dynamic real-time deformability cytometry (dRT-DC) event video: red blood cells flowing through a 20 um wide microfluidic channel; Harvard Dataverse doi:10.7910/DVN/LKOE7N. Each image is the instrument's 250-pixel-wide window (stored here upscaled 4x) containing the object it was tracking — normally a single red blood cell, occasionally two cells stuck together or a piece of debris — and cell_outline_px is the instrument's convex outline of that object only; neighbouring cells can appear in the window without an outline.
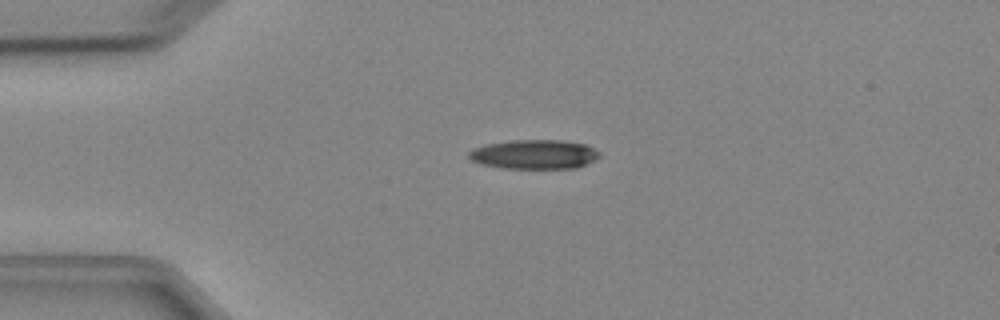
{"species": "Egyptian fruit bat (a non-hibernating species)", "species_latin": "Rousettus aegyptiacus", "temperature_condition": "cold", "stored_images_in_passage": 4, "camera_frame_rate_fps": 3000, "um_per_image_px": 0.085, "animal": {"sex": "female"}, "frame": {"image": 1, "passage_image": 1, "time_ms": 0.0, "image_size_px": [1000, 320], "cell_outline_px": [[600, 156], [576, 168], [504, 168], [480, 164], [472, 160], [468, 156], [468, 152], [484, 144], [512, 140], [560, 140], [584, 144], [600, 152]], "centroid_in_image_um": [45.38, 13.11], "position_along_channel_um": 39.6, "area_um2": 22.08}}